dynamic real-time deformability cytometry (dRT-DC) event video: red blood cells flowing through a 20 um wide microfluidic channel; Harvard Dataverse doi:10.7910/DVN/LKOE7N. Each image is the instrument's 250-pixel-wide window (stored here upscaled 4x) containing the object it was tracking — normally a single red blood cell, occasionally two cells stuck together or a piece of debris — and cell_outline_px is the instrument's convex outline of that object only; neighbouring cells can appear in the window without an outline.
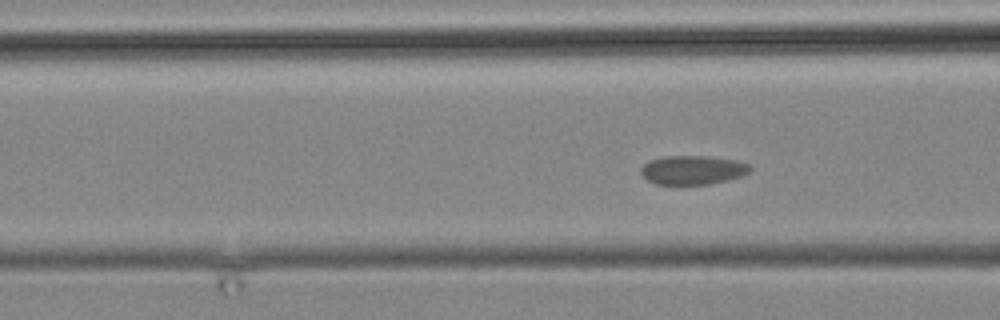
{"species": "common noctule bat (a hibernating species)", "species_latin": "Nyctalus noctula", "temperature_condition": "cold", "stored_images_in_passage": 4, "camera_frame_rate_fps": 3000, "um_per_image_px": 0.085, "animal": {"sex": "male", "body_mass_g": 19.2, "forearm_length_mm": 51.8}, "frame": {"image": 1, "passage_image": 3, "time_ms": 3.333, "image_size_px": [1000, 320], "cell_outline_px": [[752, 168], [748, 172], [740, 176], [728, 180], [712, 184], [656, 184], [648, 180], [640, 172], [640, 168], [648, 160], [664, 156], [708, 156], [736, 160], [748, 164]], "centroid_in_image_um": [58.86, 14.44], "position_along_channel_um": 107.7, "area_um2": 18.44}}
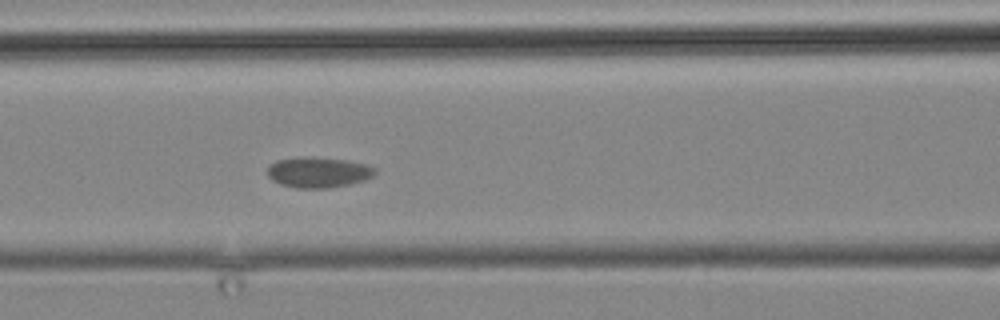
{"frame": {"image": 2, "passage_image": 4, "time_ms": 4.333, "image_size_px": [1000, 320], "cell_outline_px": [[376, 172], [372, 176], [364, 180], [348, 184], [328, 188], [296, 188], [280, 184], [272, 180], [268, 176], [268, 164], [276, 160], [308, 156], [312, 156], [348, 160], [368, 164], [376, 168]], "centroid_in_image_um": [27.05, 14.63], "position_along_channel_um": 139.5, "area_um2": 19.36}}